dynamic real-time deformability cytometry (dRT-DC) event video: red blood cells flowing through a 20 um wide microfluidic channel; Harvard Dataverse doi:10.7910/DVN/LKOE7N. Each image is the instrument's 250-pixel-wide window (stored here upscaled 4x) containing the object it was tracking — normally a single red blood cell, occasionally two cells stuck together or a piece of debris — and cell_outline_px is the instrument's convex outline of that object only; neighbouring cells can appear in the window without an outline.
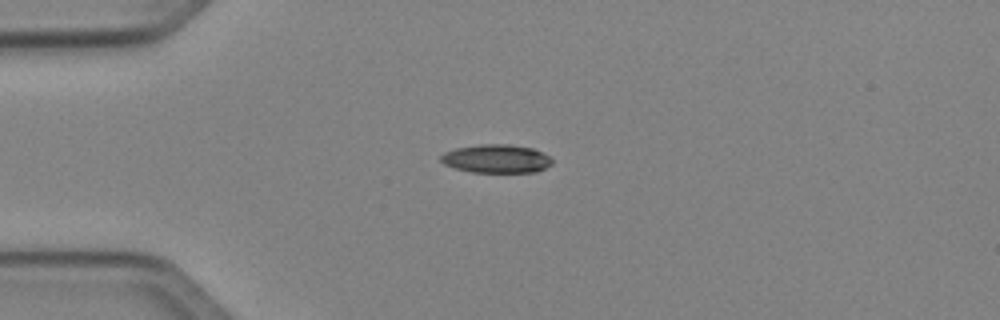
{"species": "Egyptian fruit bat (a non-hibernating species)", "species_latin": "Rousettus aegyptiacus", "temperature_condition": "cold", "stored_images_in_passage": 39, "camera_frame_rate_fps": 3000, "um_per_image_px": 0.085, "animal": {"sex": "female"}, "frame": {"image": 1, "passage_image": 1, "time_ms": 0.0, "image_size_px": [1000, 320], "cell_outline_px": [[552, 164], [536, 172], [472, 172], [456, 168], [444, 164], [440, 160], [440, 156], [444, 152], [456, 148], [480, 144], [508, 144], [532, 148], [548, 156], [552, 160]], "centroid_in_image_um": [42.17, 13.49], "position_along_channel_um": 42.8, "area_um2": 18.32}}
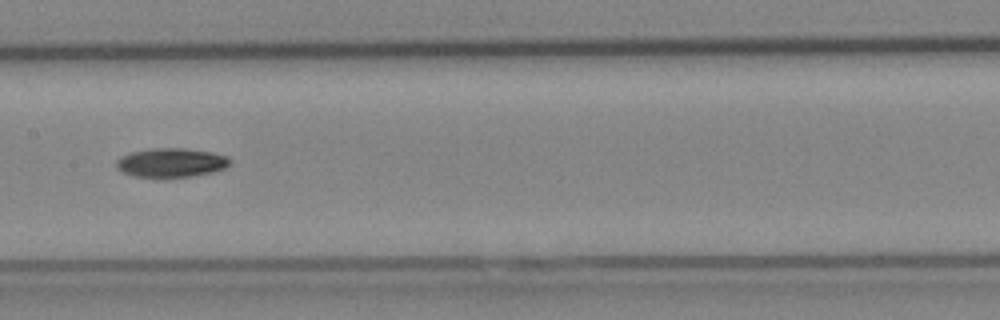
{"frame": {"image": 2, "passage_image": 14, "time_ms": 4.333, "image_size_px": [1000, 320], "cell_outline_px": [[232, 160], [224, 168], [212, 172], [188, 176], [136, 176], [124, 172], [116, 164], [116, 160], [120, 156], [132, 152], [148, 148], [184, 148], [212, 152], [228, 156]], "centroid_in_image_um": [14.57, 13.79], "position_along_channel_um": 192.8, "area_um2": 18.84}}
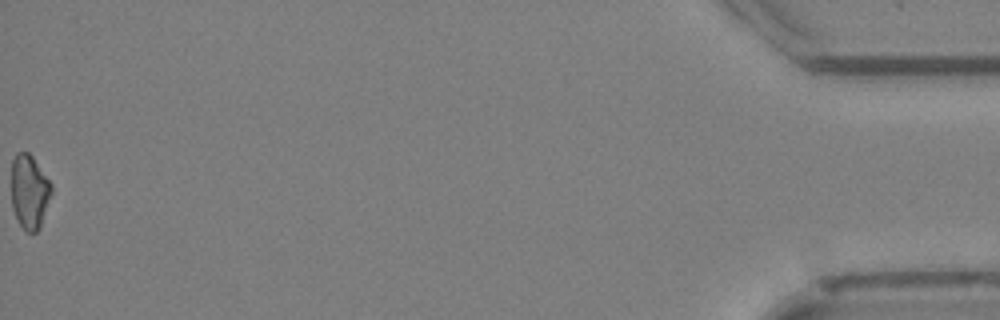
{"frame": {"image": 3, "passage_image": 39, "time_ms": 12.667, "image_size_px": [1000, 320], "cell_outline_px": [[52, 192], [40, 228], [36, 232], [28, 232], [20, 224], [12, 208], [12, 160], [16, 152], [28, 152], [32, 156], [52, 184]], "centroid_in_image_um": [2.51, 16.28], "position_along_channel_um": 432.7, "area_um2": 17.22}}